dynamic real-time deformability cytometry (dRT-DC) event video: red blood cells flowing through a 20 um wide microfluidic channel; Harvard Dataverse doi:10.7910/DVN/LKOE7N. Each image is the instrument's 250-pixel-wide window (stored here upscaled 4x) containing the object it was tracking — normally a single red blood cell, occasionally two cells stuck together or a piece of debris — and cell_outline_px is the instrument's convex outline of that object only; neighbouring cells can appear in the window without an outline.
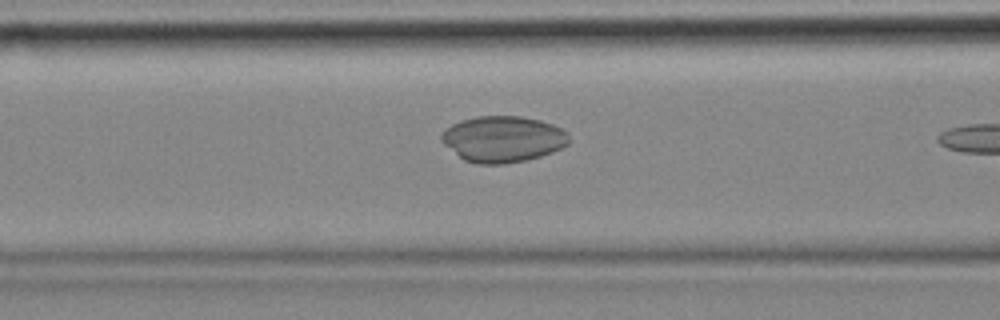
{"species": "common noctule bat (a hibernating species)", "species_latin": "Nyctalus noctula", "temperature_condition": "cold", "stored_images_in_passage": 17, "camera_frame_rate_fps": 3000, "um_per_image_px": 0.085, "animal": {"sex": "female", "body_mass_g": 18.4}, "frame": {"image": 1, "passage_image": 15, "time_ms": 4.667, "image_size_px": [1000, 320], "cell_outline_px": [[568, 144], [552, 152], [540, 156], [524, 160], [504, 164], [476, 164], [464, 160], [444, 144], [440, 140], [440, 136], [452, 124], [460, 120], [476, 116], [520, 116], [540, 120], [552, 124], [568, 132]], "centroid_in_image_um": [42.74, 11.82], "position_along_channel_um": 123.9, "area_um2": 34.16}}